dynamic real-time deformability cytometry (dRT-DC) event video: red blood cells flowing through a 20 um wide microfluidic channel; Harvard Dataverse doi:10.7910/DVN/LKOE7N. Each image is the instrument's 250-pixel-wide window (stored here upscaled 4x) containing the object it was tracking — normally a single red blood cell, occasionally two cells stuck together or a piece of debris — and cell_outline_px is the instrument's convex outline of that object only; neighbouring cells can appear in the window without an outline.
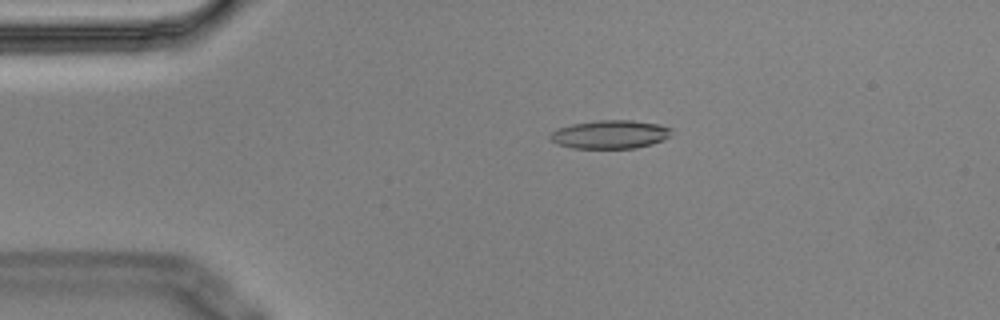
{"species": "Egyptian fruit bat (a non-hibernating species)", "species_latin": "Rousettus aegyptiacus", "temperature_condition": "cold", "stored_images_in_passage": 2, "camera_frame_rate_fps": 3000, "um_per_image_px": 0.085, "animal": {"sex": "male"}, "frame": {"image": 1, "passage_image": 1, "time_ms": 0.0, "image_size_px": [1000, 320], "cell_outline_px": [[672, 128], [668, 136], [664, 140], [652, 144], [636, 148], [572, 148], [560, 144], [552, 140], [548, 136], [556, 128], [572, 124], [596, 120], [632, 120], [656, 124]], "centroid_in_image_um": [51.84, 11.42], "position_along_channel_um": 33.2, "area_um2": 20.0}}